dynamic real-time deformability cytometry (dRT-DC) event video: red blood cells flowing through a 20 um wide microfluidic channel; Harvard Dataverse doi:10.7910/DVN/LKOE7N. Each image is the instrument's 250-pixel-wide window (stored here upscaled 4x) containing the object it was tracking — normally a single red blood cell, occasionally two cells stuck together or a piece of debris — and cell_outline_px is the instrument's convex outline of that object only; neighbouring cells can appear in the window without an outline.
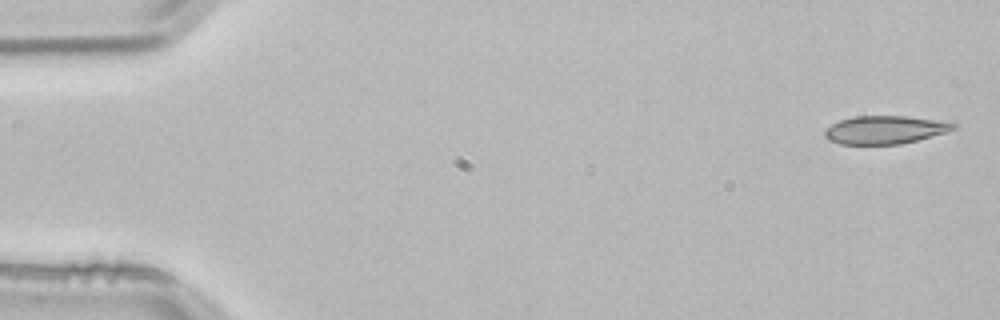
{"species": "common noctule bat (a hibernating species)", "species_latin": "Nyctalus noctula", "temperature_condition": "room temperature", "stored_images_in_passage": 3, "camera_frame_rate_fps": 3000, "um_per_image_px": 0.085, "animal": {"sex": "male", "body_mass_g": 21.5, "forearm_length_mm": 52.0}, "frame": {"image": 1, "passage_image": 1, "time_ms": 0.0, "image_size_px": [1000, 320], "cell_outline_px": [[956, 128], [944, 132], [916, 140], [900, 144], [840, 144], [828, 140], [824, 136], [824, 132], [832, 124], [840, 120], [856, 116], [904, 116], [956, 120]], "centroid_in_image_um": [75.29, 11.01], "position_along_channel_um": 9.7, "area_um2": 21.27}}
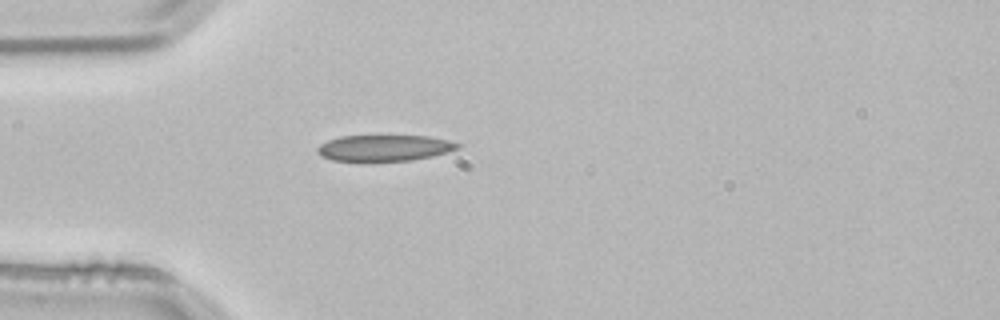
{"frame": {"image": 2, "passage_image": 3, "time_ms": 0.667, "image_size_px": [1000, 320], "cell_outline_px": [[460, 148], [448, 152], [432, 156], [412, 160], [364, 164], [332, 160], [320, 156], [316, 152], [316, 148], [320, 144], [328, 140], [340, 136], [428, 136], [448, 140], [460, 144]], "centroid_in_image_um": [32.59, 12.62], "position_along_channel_um": 52.4, "area_um2": 22.31}}